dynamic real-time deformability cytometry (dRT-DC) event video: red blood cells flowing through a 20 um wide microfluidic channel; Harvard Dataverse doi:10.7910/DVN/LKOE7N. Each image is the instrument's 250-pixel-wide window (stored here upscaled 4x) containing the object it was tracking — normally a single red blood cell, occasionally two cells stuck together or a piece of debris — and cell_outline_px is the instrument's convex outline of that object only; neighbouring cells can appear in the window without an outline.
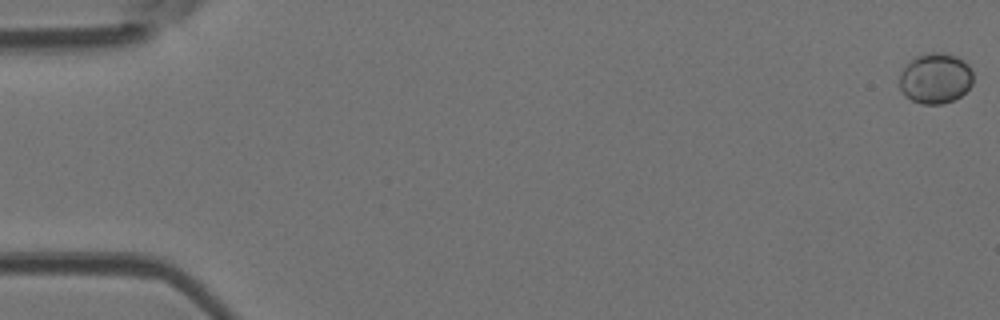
{"species": "Egyptian fruit bat (a non-hibernating species)", "species_latin": "Rousettus aegyptiacus", "temperature_condition": "room temperature", "stored_images_in_passage": 10, "camera_frame_rate_fps": 3000, "um_per_image_px": 0.085, "animal": {"sex": "female"}, "frame": {"image": 1, "passage_image": 1, "time_ms": 0.0, "image_size_px": [1000, 320], "cell_outline_px": [[972, 84], [960, 96], [944, 104], [924, 104], [912, 100], [900, 88], [900, 72], [916, 56], [932, 52], [936, 52], [956, 56], [964, 60], [968, 64], [972, 72]], "centroid_in_image_um": [79.53, 6.66], "position_along_channel_um": 5.5, "area_um2": 21.33}}